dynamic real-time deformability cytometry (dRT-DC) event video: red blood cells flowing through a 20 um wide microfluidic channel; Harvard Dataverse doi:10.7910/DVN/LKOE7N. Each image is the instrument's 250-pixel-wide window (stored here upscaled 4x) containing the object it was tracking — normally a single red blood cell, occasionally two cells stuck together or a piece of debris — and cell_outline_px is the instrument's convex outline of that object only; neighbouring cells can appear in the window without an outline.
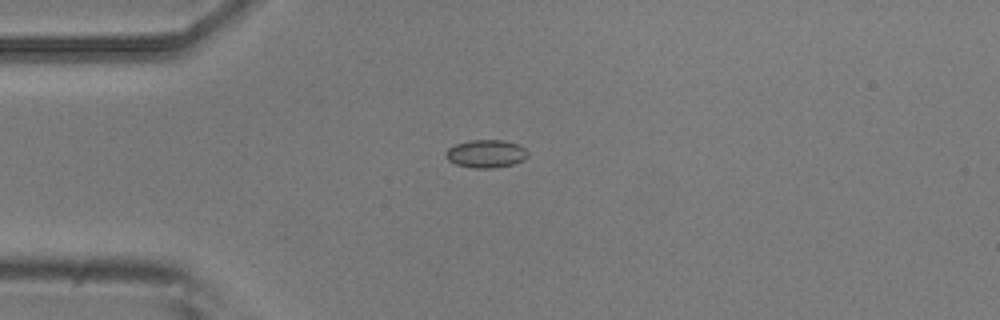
{"species": "common noctule bat (a hibernating species)", "species_latin": "Nyctalus noctula", "temperature_condition": "room temperature", "stored_images_in_passage": 5, "camera_frame_rate_fps": 3000, "um_per_image_px": 0.085, "animal": {"sex": "male", "body_mass_g": 20.5, "forearm_length_mm": 52.5}, "frame": {"image": 1, "passage_image": 2, "time_ms": 0.333, "image_size_px": [1000, 320], "cell_outline_px": [[528, 156], [524, 160], [512, 164], [492, 168], [472, 168], [456, 164], [448, 160], [444, 156], [444, 152], [448, 148], [456, 144], [468, 140], [504, 140], [520, 144], [528, 152]], "centroid_in_image_um": [41.3, 13.06], "position_along_channel_um": 43.7, "area_um2": 13.53}}
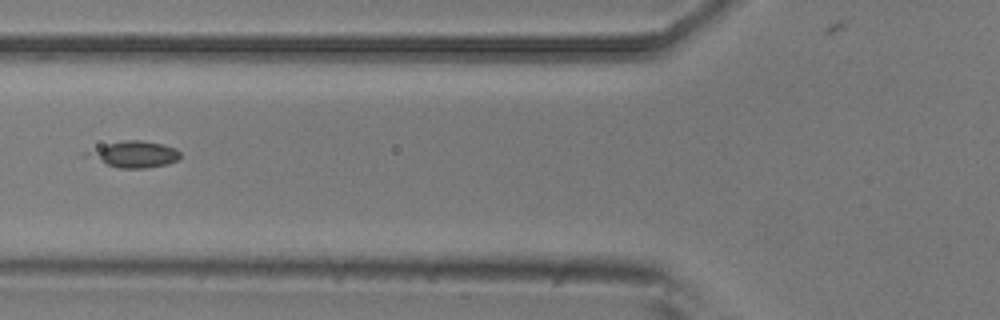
{"frame": {"image": 2, "passage_image": 4, "time_ms": 1.0, "image_size_px": [1000, 320], "cell_outline_px": [[180, 156], [176, 160], [168, 164], [144, 168], [120, 168], [84, 156], [84, 152], [108, 144], [124, 140], [140, 140], [164, 144], [176, 148], [180, 152]], "centroid_in_image_um": [11.43, 13.11], "position_along_channel_um": 114.4, "area_um2": 14.1}}
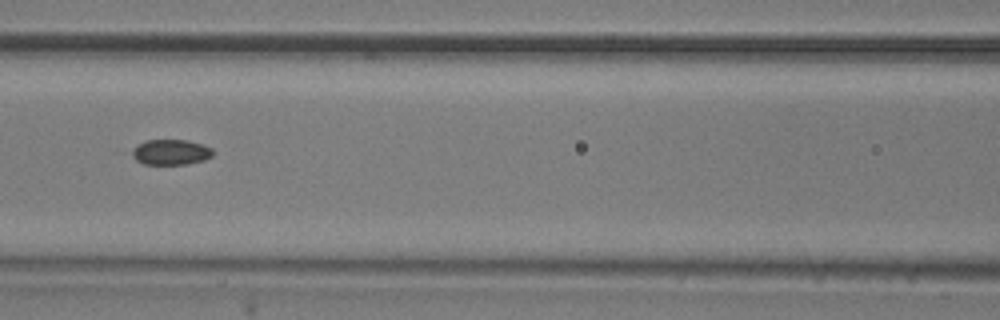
{"frame": {"image": 3, "passage_image": 5, "time_ms": 1.333, "image_size_px": [1000, 320], "cell_outline_px": [[212, 156], [204, 160], [188, 164], [144, 164], [136, 160], [132, 156], [132, 152], [140, 144], [148, 140], [188, 140], [204, 144], [212, 148]], "centroid_in_image_um": [14.57, 12.93], "position_along_channel_um": 152.0, "area_um2": 11.85}}